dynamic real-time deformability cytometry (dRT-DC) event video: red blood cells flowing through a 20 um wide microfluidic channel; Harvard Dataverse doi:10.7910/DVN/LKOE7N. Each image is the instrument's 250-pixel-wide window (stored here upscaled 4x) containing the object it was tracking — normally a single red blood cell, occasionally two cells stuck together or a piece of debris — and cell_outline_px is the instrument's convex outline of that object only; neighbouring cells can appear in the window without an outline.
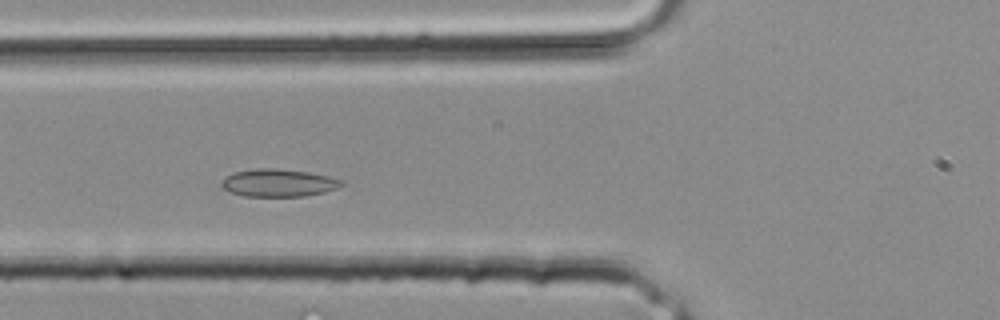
{"species": "common noctule bat (a hibernating species)", "species_latin": "Nyctalus noctula", "temperature_condition": "room temperature", "stored_images_in_passage": 30, "camera_frame_rate_fps": 3000, "um_per_image_px": 0.085, "animal": {"sex": "male", "body_mass_g": 20.4}, "frame": {"image": 1, "passage_image": 9, "time_ms": 2.667, "image_size_px": [1000, 320], "cell_outline_px": [[344, 184], [336, 188], [324, 192], [304, 196], [244, 196], [228, 192], [220, 184], [224, 176], [232, 172], [256, 168], [276, 168], [308, 172], [328, 176], [344, 180]], "centroid_in_image_um": [23.63, 15.53], "position_along_channel_um": 102.2, "area_um2": 19.48}}
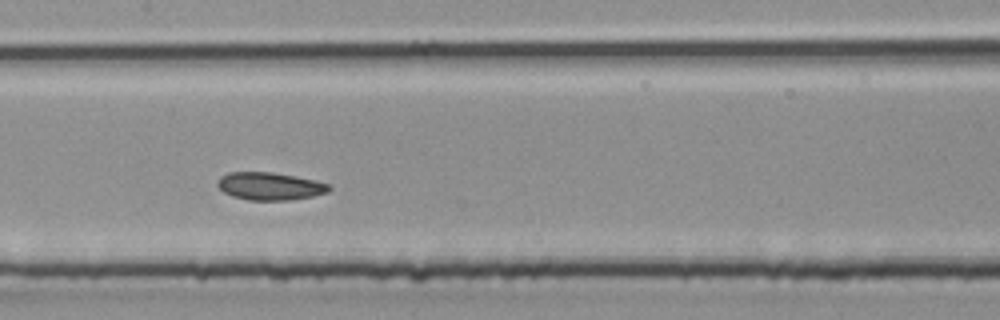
{"frame": {"image": 2, "passage_image": 13, "time_ms": 4.0, "image_size_px": [1000, 320], "cell_outline_px": [[332, 188], [328, 192], [312, 196], [288, 200], [248, 200], [232, 196], [224, 192], [216, 184], [220, 176], [228, 172], [272, 172], [332, 184]], "centroid_in_image_um": [22.93, 15.82], "position_along_channel_um": 184.5, "area_um2": 17.92}}
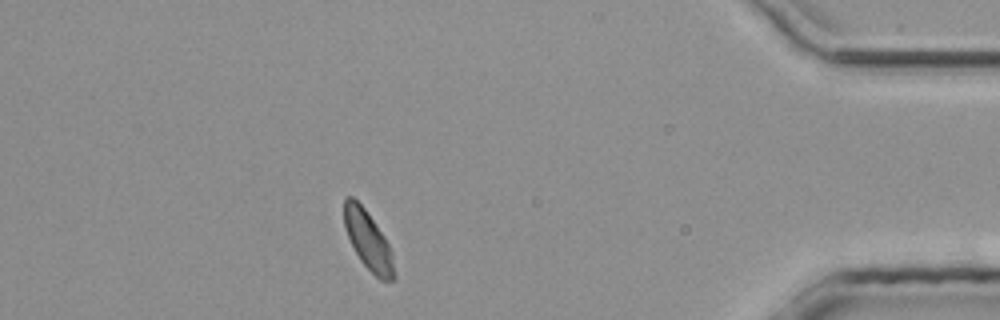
{"frame": {"image": 3, "passage_image": 26, "time_ms": 8.333, "image_size_px": [1000, 320], "cell_outline_px": [[396, 280], [380, 280], [360, 260], [348, 236], [344, 224], [344, 196], [352, 196], [364, 208], [384, 236], [392, 252], [396, 276]], "centroid_in_image_um": [31.31, 20.45], "position_along_channel_um": 403.9, "area_um2": 16.88}}